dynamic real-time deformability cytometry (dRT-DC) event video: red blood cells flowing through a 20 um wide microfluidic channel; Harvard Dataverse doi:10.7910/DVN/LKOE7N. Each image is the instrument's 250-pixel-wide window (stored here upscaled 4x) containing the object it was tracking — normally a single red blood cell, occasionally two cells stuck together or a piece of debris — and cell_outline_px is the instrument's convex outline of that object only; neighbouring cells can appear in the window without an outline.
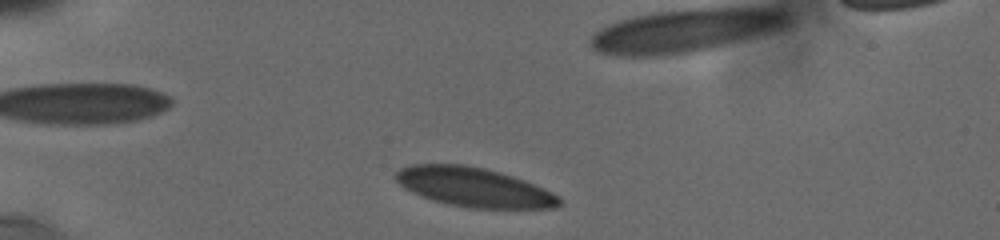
{"species": "human", "species_latin": "Homo sapiens", "temperature_condition": "cold", "stored_images_in_passage": 19, "camera_frame_rate_fps": 3000, "um_per_image_px": 0.085, "donor": {"sex": "male"}, "frame": {"image": 1, "passage_image": 1, "time_ms": 0.0, "image_size_px": [1000, 240], "cell_outline_px": [[560, 204], [556, 208], [468, 208], [448, 204], [432, 200], [412, 192], [404, 188], [392, 176], [400, 168], [408, 164], [464, 164], [484, 168], [500, 172], [524, 180], [552, 192], [560, 200]], "centroid_in_image_um": [40.22, 15.9], "position_along_channel_um": 44.8, "area_um2": 37.4}}
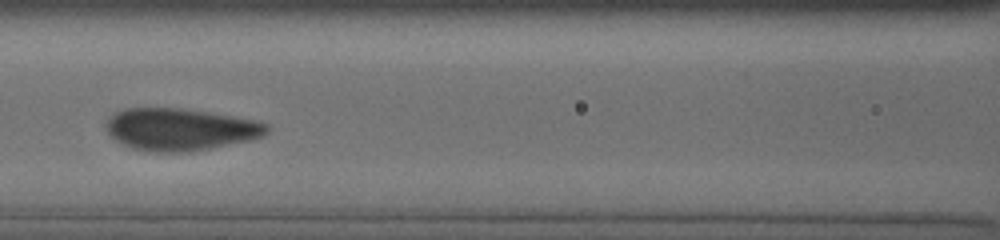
{"frame": {"image": 2, "passage_image": 12, "time_ms": 4.0, "image_size_px": [1000, 240], "cell_outline_px": [[268, 132], [264, 136], [248, 140], [188, 152], [152, 152], [132, 148], [120, 144], [108, 132], [104, 124], [116, 112], [124, 108], [180, 108], [208, 112], [260, 120], [268, 124]], "centroid_in_image_um": [15.32, 10.99], "position_along_channel_um": 151.3, "area_um2": 39.48}}
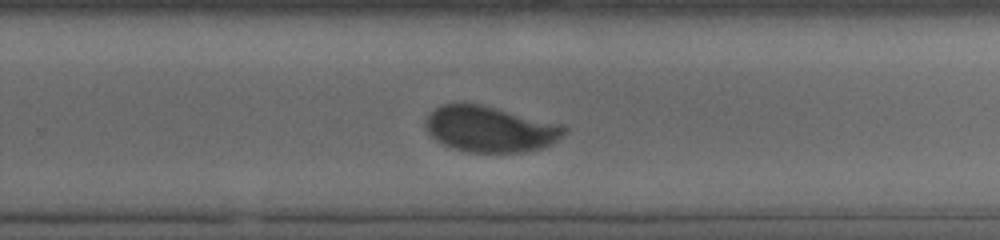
{"frame": {"image": 3, "passage_image": 18, "time_ms": 7.667, "image_size_px": [1000, 240], "cell_outline_px": [[568, 132], [552, 144], [544, 148], [524, 152], [468, 152], [452, 148], [436, 140], [428, 132], [424, 124], [424, 120], [440, 104], [484, 104], [560, 124], [568, 128]], "centroid_in_image_um": [41.69, 10.98], "position_along_channel_um": 288.1, "area_um2": 37.22}}